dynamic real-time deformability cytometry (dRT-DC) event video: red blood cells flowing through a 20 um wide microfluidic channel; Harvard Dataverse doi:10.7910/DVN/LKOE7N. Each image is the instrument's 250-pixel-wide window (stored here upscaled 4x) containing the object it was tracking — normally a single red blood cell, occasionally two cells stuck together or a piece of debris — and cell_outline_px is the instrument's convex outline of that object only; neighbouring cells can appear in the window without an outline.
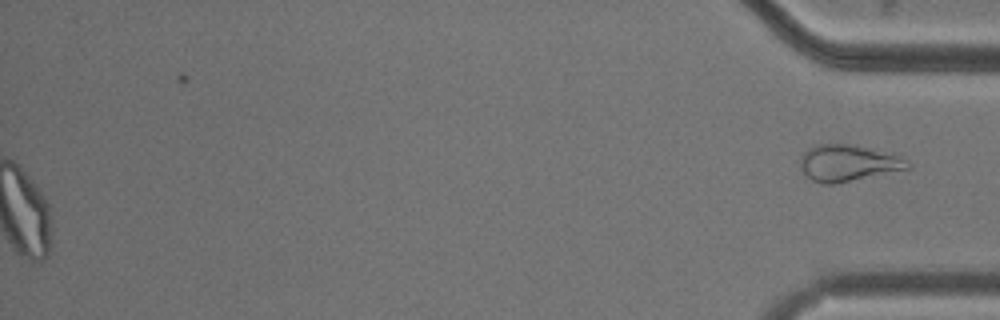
{"species": "common noctule bat (a hibernating species)", "species_latin": "Nyctalus noctula", "temperature_condition": "cold", "stored_images_in_passage": 44, "segment_of_instrument_passage": [2, 2], "camera_frame_rate_fps": 3000, "um_per_image_px": 0.085, "animal": {"sex": "male", "body_mass_g": 20.5, "forearm_length_mm": 52.5}, "frame": {"image": 1, "passage_image": 44, "time_ms": 14.333, "image_size_px": [1000, 320], "cell_outline_px": [[912, 168], [836, 184], [820, 184], [812, 180], [800, 168], [800, 156], [808, 148], [816, 144], [856, 144], [900, 156], [908, 160], [912, 164]], "centroid_in_image_um": [72.1, 13.86], "position_along_channel_um": 363.1, "area_um2": 23.18}}